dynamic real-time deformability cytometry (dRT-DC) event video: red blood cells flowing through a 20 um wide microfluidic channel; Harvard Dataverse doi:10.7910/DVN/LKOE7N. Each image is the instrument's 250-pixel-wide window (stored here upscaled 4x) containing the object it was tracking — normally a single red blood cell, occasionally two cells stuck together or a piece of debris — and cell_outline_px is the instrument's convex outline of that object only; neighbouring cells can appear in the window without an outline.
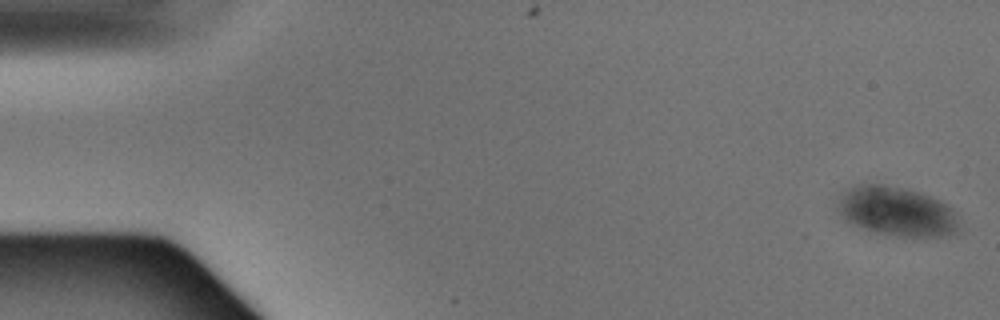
{"species": "Egyptian fruit bat (a non-hibernating species)", "species_latin": "Rousettus aegyptiacus", "temperature_condition": "warm", "stored_images_in_passage": 4, "camera_frame_rate_fps": 3000, "um_per_image_px": 0.085, "animal": {"sex": "male"}, "frame": {"image": 1, "passage_image": 1, "time_ms": 0.0, "image_size_px": [1000, 320], "cell_outline_px": [[960, 232], [940, 236], [896, 236], [876, 232], [852, 224], [844, 220], [840, 212], [840, 200], [844, 192], [848, 188], [856, 184], [884, 184], [920, 192], [932, 196], [940, 200], [952, 212], [956, 220]], "centroid_in_image_um": [76.21, 17.96], "position_along_channel_um": 8.8, "area_um2": 34.33}}
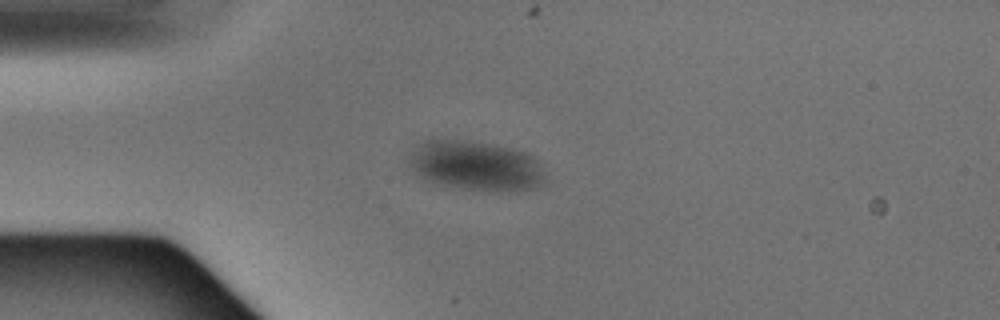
{"frame": {"image": 2, "passage_image": 3, "time_ms": 0.667, "image_size_px": [1000, 320], "cell_outline_px": [[548, 176], [544, 184], [532, 188], [460, 188], [432, 184], [416, 176], [412, 172], [408, 164], [408, 156], [412, 148], [416, 144], [424, 140], [440, 136], [468, 140], [492, 144], [512, 148], [528, 152], [536, 156]], "centroid_in_image_um": [40.34, 14.0], "position_along_channel_um": 44.7, "area_um2": 40.4}}